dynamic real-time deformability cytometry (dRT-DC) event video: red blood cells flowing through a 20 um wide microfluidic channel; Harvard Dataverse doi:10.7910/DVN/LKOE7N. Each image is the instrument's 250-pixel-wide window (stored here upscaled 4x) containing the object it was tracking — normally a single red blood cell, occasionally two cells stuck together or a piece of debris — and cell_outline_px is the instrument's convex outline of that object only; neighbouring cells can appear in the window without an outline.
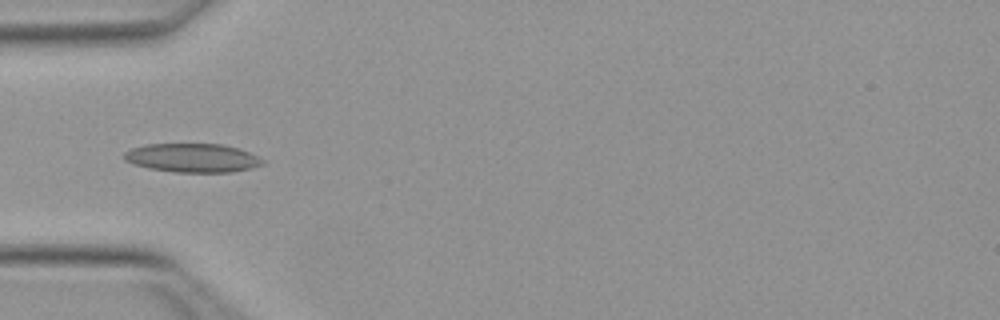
{"species": "Egyptian fruit bat (a non-hibernating species)", "species_latin": "Rousettus aegyptiacus", "temperature_condition": "warm", "stored_images_in_passage": 36, "camera_frame_rate_fps": 3000, "um_per_image_px": 0.085, "animal": {"sex": "female"}, "frame": {"image": 1, "passage_image": 2, "time_ms": 0.333, "image_size_px": [1000, 320], "cell_outline_px": [[264, 164], [252, 168], [232, 172], [176, 172], [148, 168], [132, 164], [124, 160], [124, 152], [132, 148], [148, 144], [224, 144], [240, 148], [264, 160]], "centroid_in_image_um": [16.36, 13.42], "position_along_channel_um": 68.6, "area_um2": 23.29}}
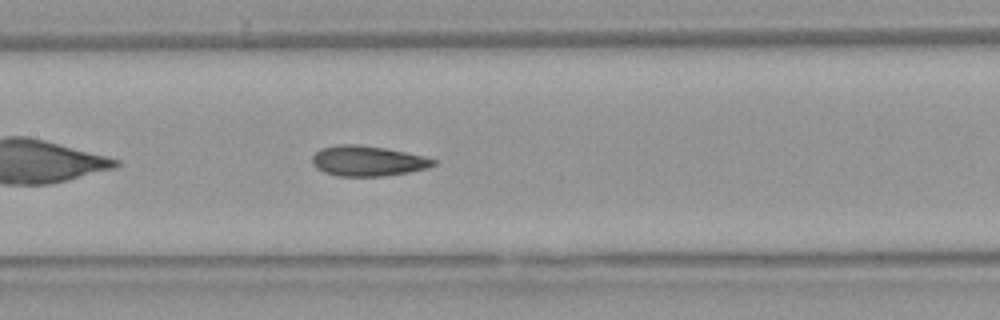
{"frame": {"image": 2, "passage_image": 10, "time_ms": 3.0, "image_size_px": [1000, 320], "cell_outline_px": [[436, 164], [428, 168], [408, 172], [384, 176], [336, 176], [324, 172], [316, 168], [312, 164], [312, 156], [320, 148], [336, 144], [360, 144], [384, 148], [424, 156], [436, 160]], "centroid_in_image_um": [31.22, 13.67], "position_along_channel_um": 176.2, "area_um2": 21.5}}
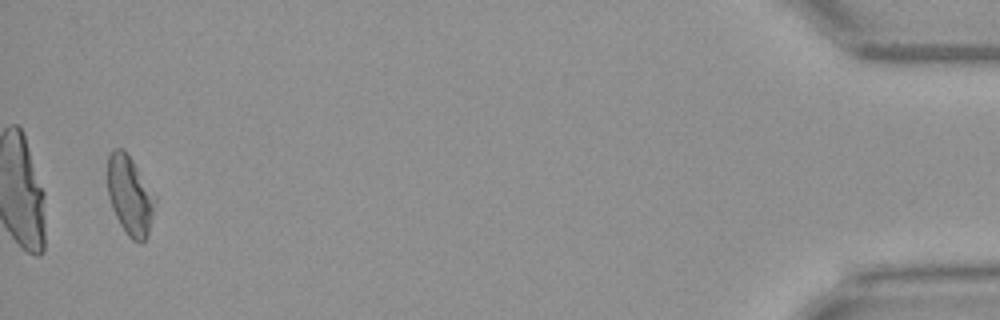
{"frame": {"image": 3, "passage_image": 35, "time_ms": 11.333, "image_size_px": [1000, 320], "cell_outline_px": [[156, 200], [148, 236], [140, 244], [132, 240], [128, 236], [120, 224], [112, 208], [108, 196], [108, 156], [116, 148], [124, 148], [156, 196]], "centroid_in_image_um": [11.05, 16.64], "position_along_channel_um": 424.1, "area_um2": 21.85}, "authors_computed_cell_mechanics": {"area_um2": 21.2993, "velocity_mm_per_s": 4.0183, "shape_relaxation_time_tau1_ms": 9.4922, "shape_relaxation_time_tau2_ms": 2.2498, "deformation_change_tau1": 0.2133, "deformation_change_tau2": 0.0862}}